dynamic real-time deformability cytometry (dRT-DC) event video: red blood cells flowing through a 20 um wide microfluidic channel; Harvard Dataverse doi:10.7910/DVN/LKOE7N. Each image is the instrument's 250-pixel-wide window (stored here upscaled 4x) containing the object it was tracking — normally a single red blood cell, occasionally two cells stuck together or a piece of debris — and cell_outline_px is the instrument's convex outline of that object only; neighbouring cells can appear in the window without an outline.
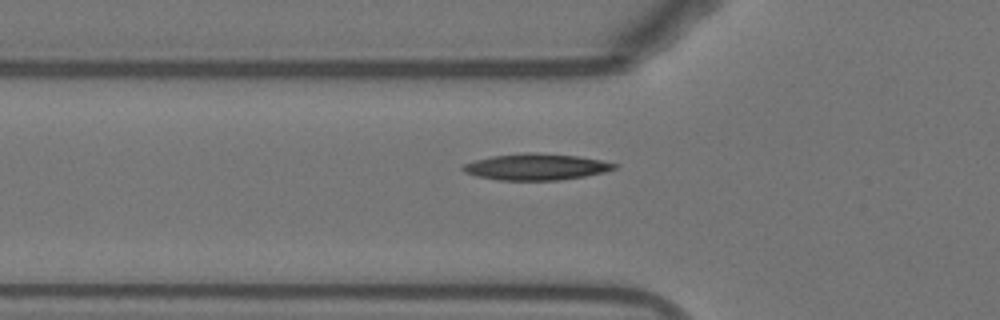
{"species": "Egyptian fruit bat (a non-hibernating species)", "species_latin": "Rousettus aegyptiacus", "temperature_condition": "warm", "stored_images_in_passage": 34, "camera_frame_rate_fps": 3000, "um_per_image_px": 0.085, "animal": {"sex": "female"}, "frame": {"image": 1, "passage_image": 2, "time_ms": 0.333, "image_size_px": [1000, 320], "cell_outline_px": [[620, 164], [616, 168], [604, 172], [584, 176], [560, 180], [496, 180], [476, 176], [464, 172], [460, 168], [464, 164], [476, 160], [492, 156], [524, 152], [536, 152], [580, 156]], "centroid_in_image_um": [45.57, 14.18], "position_along_channel_um": 80.2, "area_um2": 23.41}}
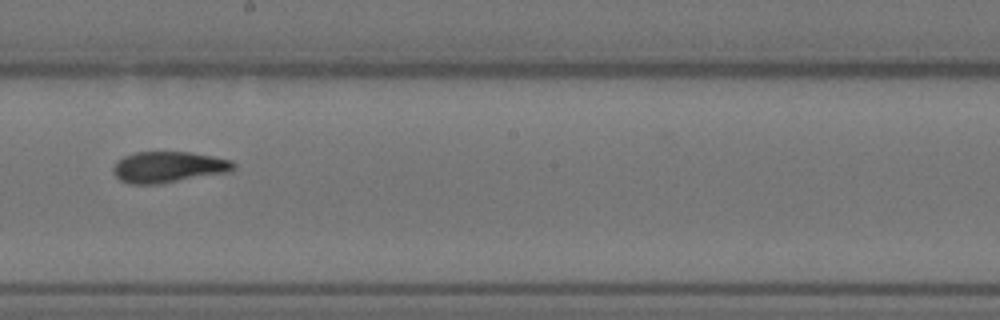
{"frame": {"image": 2, "passage_image": 14, "time_ms": 4.333, "image_size_px": [1000, 320], "cell_outline_px": [[236, 168], [232, 172], [156, 184], [128, 184], [120, 180], [112, 172], [112, 168], [124, 156], [136, 152], [188, 152], [212, 156], [232, 160], [236, 164]], "centroid_in_image_um": [14.36, 14.21], "position_along_channel_um": 233.8, "area_um2": 21.85}}
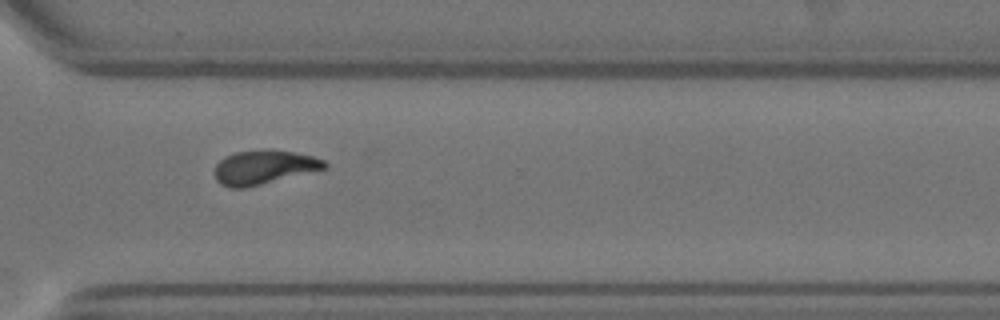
{"frame": {"image": 3, "passage_image": 23, "time_ms": 7.333, "image_size_px": [1000, 320], "cell_outline_px": [[328, 168], [244, 188], [228, 188], [220, 184], [216, 180], [216, 164], [224, 156], [236, 152], [264, 148], [268, 148], [292, 152], [312, 156], [324, 160], [328, 164]], "centroid_in_image_um": [22.43, 14.2], "position_along_channel_um": 348.2, "area_um2": 21.91}, "authors_computed_cell_mechanics": {"area_um2": 21.8484, "velocity_mm_per_s": 3.8166, "shape_relaxation_time_tau1_ms": null, "shape_relaxation_time_tau2_ms": 2.396, "deformation_change_tau1": null, "deformation_change_tau2": 0.0968}}